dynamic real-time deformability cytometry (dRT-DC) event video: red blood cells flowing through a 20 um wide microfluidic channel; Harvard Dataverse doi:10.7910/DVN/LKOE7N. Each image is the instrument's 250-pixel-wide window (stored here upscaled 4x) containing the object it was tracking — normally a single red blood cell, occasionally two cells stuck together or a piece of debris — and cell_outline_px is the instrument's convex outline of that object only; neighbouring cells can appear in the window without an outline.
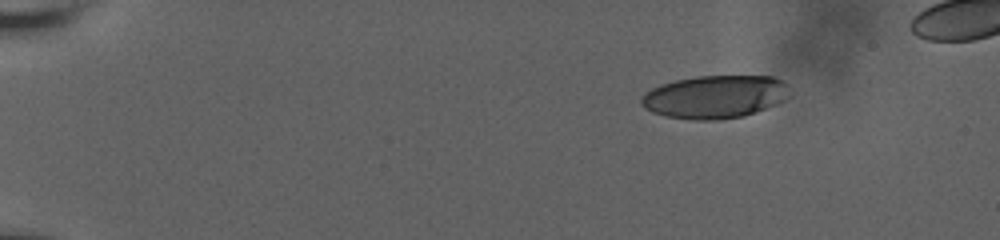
{"species": "human", "species_latin": "Homo sapiens", "temperature_condition": "room temperature", "stored_images_in_passage": 51, "camera_frame_rate_fps": 3000, "um_per_image_px": 0.085, "donor": {"sex": "male"}, "frame": {"image": 1, "passage_image": 1, "time_ms": 0.0, "image_size_px": [1000, 240], "cell_outline_px": [[792, 96], [776, 104], [756, 112], [744, 116], [716, 120], [692, 120], [664, 116], [652, 112], [644, 108], [640, 104], [640, 96], [644, 92], [660, 84], [676, 80], [696, 76], [772, 76], [784, 80], [792, 88]], "centroid_in_image_um": [60.8, 8.22], "position_along_channel_um": 24.2, "area_um2": 37.92}}
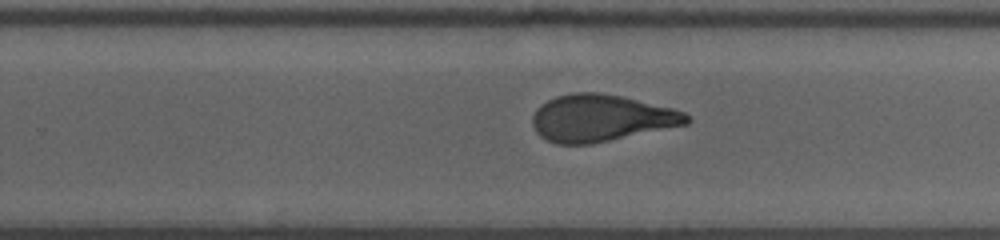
{"frame": {"image": 2, "passage_image": 32, "time_ms": 10.333, "image_size_px": [1000, 240], "cell_outline_px": [[692, 120], [688, 124], [592, 144], [556, 144], [540, 136], [536, 132], [532, 124], [532, 116], [536, 108], [540, 104], [556, 96], [572, 92], [596, 92], [620, 96], [672, 108], [684, 112]], "centroid_in_image_um": [51.06, 10.04], "position_along_channel_um": 278.7, "area_um2": 42.14}}
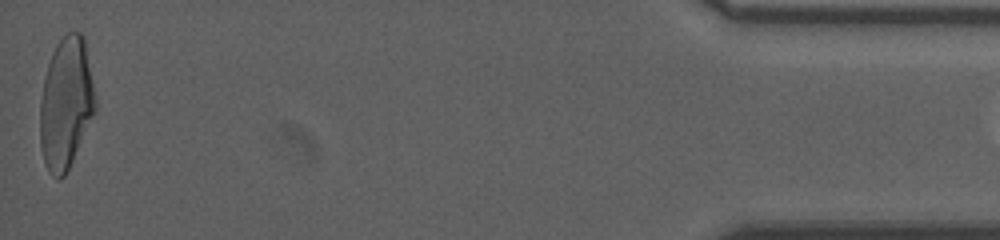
{"frame": {"image": 3, "passage_image": 51, "time_ms": 16.667, "image_size_px": [1000, 240], "cell_outline_px": [[96, 112], [64, 176], [60, 180], [56, 180], [48, 172], [44, 164], [40, 144], [40, 100], [44, 80], [48, 64], [52, 52], [56, 44], [68, 32], [80, 32], [84, 36], [96, 100]], "centroid_in_image_um": [5.6, 8.8], "position_along_channel_um": 429.6, "area_um2": 42.43}, "authors_computed_cell_mechanics": {"area_um2": 41.9628, "velocity_mm_per_s": 3.6858, "shape_relaxation_time_tau1_ms": 7.342, "shape_relaxation_time_tau2_ms": 2.1684, "deformation_change_tau1": 0.2527, "deformation_change_tau2": 0.0846}}